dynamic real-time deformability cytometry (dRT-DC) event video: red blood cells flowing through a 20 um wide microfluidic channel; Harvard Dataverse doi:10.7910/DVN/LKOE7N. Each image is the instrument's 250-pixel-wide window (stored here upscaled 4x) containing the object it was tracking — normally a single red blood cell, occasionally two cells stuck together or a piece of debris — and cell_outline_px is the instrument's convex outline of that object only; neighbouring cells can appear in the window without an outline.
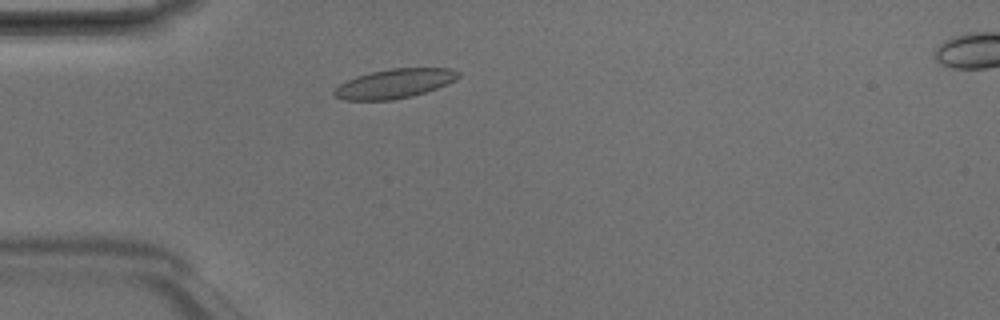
{"species": "Egyptian fruit bat (a non-hibernating species)", "species_latin": "Rousettus aegyptiacus", "temperature_condition": "room temperature", "stored_images_in_passage": 3, "camera_frame_rate_fps": 3000, "um_per_image_px": 0.085, "animal": {"sex": "male"}, "frame": {"image": 1, "passage_image": 2, "time_ms": 0.333, "image_size_px": [1000, 320], "cell_outline_px": [[460, 76], [436, 88], [412, 96], [392, 100], [344, 100], [332, 96], [332, 92], [340, 84], [356, 76], [372, 72], [392, 68], [448, 68], [460, 72]], "centroid_in_image_um": [33.48, 7.11], "position_along_channel_um": 51.5, "area_um2": 20.92}}